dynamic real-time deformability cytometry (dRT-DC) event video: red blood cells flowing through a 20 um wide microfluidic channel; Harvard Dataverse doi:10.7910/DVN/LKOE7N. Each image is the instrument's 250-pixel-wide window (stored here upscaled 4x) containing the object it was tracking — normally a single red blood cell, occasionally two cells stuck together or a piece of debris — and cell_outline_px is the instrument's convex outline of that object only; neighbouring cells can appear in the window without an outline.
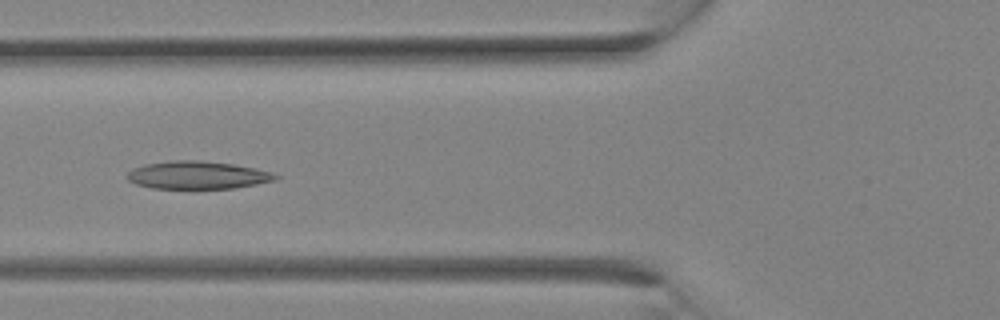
{"species": "Egyptian fruit bat (a non-hibernating species)", "species_latin": "Rousettus aegyptiacus", "temperature_condition": "room temperature", "stored_images_in_passage": 12, "camera_frame_rate_fps": 3000, "um_per_image_px": 0.085, "animal": {"sex": "female"}, "frame": {"image": 1, "passage_image": 7, "time_ms": 2.0, "image_size_px": [1000, 320], "cell_outline_px": [[280, 176], [276, 180], [236, 188], [152, 188], [136, 184], [128, 180], [128, 172], [132, 168], [144, 164], [168, 160], [200, 160], [232, 164], [256, 168], [272, 172]], "centroid_in_image_um": [16.79, 14.87], "position_along_channel_um": 109.0, "area_um2": 24.1}}
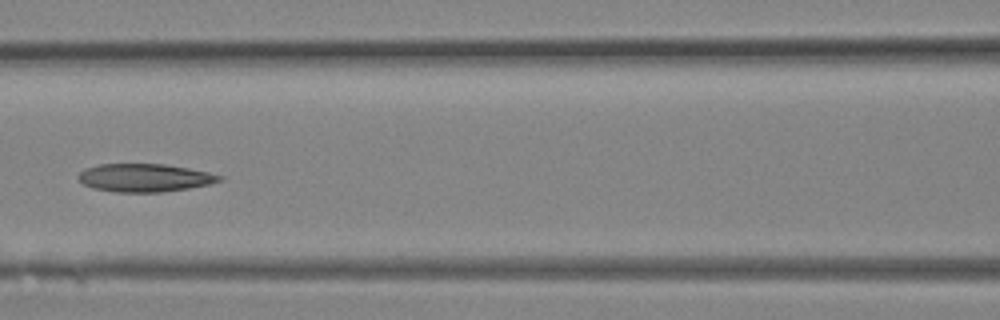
{"frame": {"image": 2, "passage_image": 9, "time_ms": 2.667, "image_size_px": [1000, 320], "cell_outline_px": [[224, 180], [208, 184], [188, 188], [160, 192], [112, 192], [92, 188], [84, 184], [76, 176], [84, 168], [100, 164], [164, 164], [188, 168], [208, 172], [224, 176]], "centroid_in_image_um": [12.28, 15.11], "position_along_channel_um": 154.3, "area_um2": 23.12}}
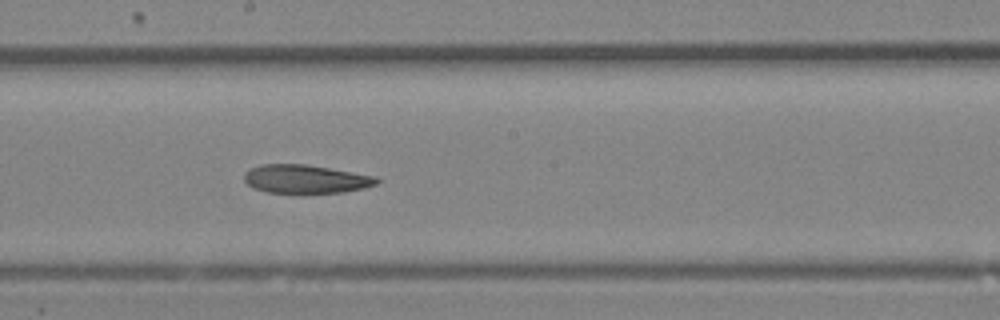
{"frame": {"image": 3, "passage_image": 12, "time_ms": 3.667, "image_size_px": [1000, 320], "cell_outline_px": [[380, 180], [376, 184], [364, 188], [344, 192], [268, 192], [252, 188], [244, 180], [244, 172], [248, 168], [260, 164], [304, 164], [376, 176]], "centroid_in_image_um": [25.94, 15.2], "position_along_channel_um": 222.3, "area_um2": 21.85}}